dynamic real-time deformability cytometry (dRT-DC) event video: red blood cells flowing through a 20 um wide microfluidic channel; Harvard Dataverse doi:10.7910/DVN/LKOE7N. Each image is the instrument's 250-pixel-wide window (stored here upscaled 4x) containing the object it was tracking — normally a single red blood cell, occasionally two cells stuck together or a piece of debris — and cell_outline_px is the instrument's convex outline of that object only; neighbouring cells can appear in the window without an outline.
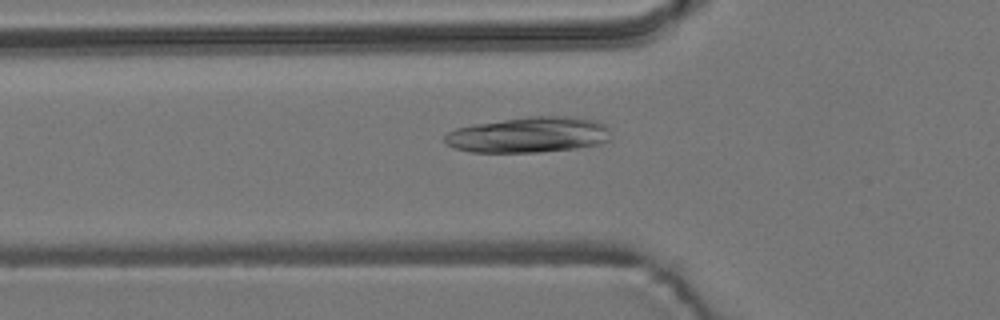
{"species": "common noctule bat (a hibernating species)", "species_latin": "Nyctalus noctula", "temperature_condition": "room temperature", "stored_images_in_passage": 35, "camera_frame_rate_fps": 3000, "um_per_image_px": 0.085, "animal": {"sex": "male", "body_mass_g": 19.2, "forearm_length_mm": 51.8}, "frame": {"image": 1, "passage_image": 4, "time_ms": 1.0, "image_size_px": [1000, 320], "cell_outline_px": [[608, 140], [600, 144], [576, 148], [540, 152], [472, 152], [456, 148], [448, 144], [444, 140], [444, 136], [448, 132], [456, 128], [472, 124], [528, 116], [572, 116], [596, 120], [604, 124], [608, 128]], "centroid_in_image_um": [44.94, 11.45], "position_along_channel_um": 80.9, "area_um2": 34.56}}
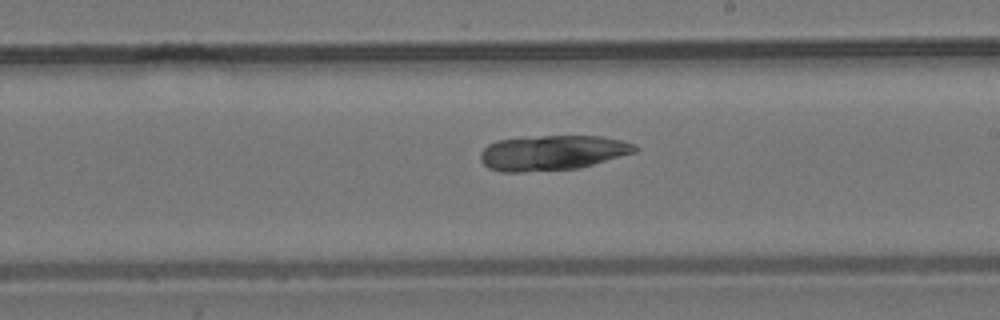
{"frame": {"image": 2, "passage_image": 17, "time_ms": 5.333, "image_size_px": [1000, 320], "cell_outline_px": [[640, 148], [636, 152], [580, 168], [524, 172], [500, 172], [488, 168], [480, 160], [480, 152], [488, 144], [496, 140], [524, 136], [604, 136], [636, 144]], "centroid_in_image_um": [46.93, 12.98], "position_along_channel_um": 242.1, "area_um2": 32.02}}
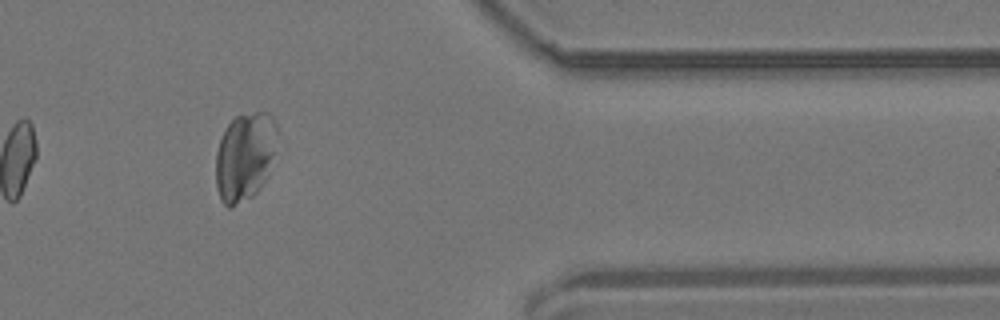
{"frame": {"image": 3, "passage_image": 31, "time_ms": 10.0, "image_size_px": [1000, 320], "cell_outline_px": [[276, 132], [272, 152], [264, 180], [260, 188], [252, 196], [228, 208], [220, 200], [216, 188], [216, 152], [220, 140], [228, 124], [236, 116], [256, 112], [268, 112], [276, 120]], "centroid_in_image_um": [20.76, 13.3], "position_along_channel_um": 390.6, "area_um2": 30.87}}